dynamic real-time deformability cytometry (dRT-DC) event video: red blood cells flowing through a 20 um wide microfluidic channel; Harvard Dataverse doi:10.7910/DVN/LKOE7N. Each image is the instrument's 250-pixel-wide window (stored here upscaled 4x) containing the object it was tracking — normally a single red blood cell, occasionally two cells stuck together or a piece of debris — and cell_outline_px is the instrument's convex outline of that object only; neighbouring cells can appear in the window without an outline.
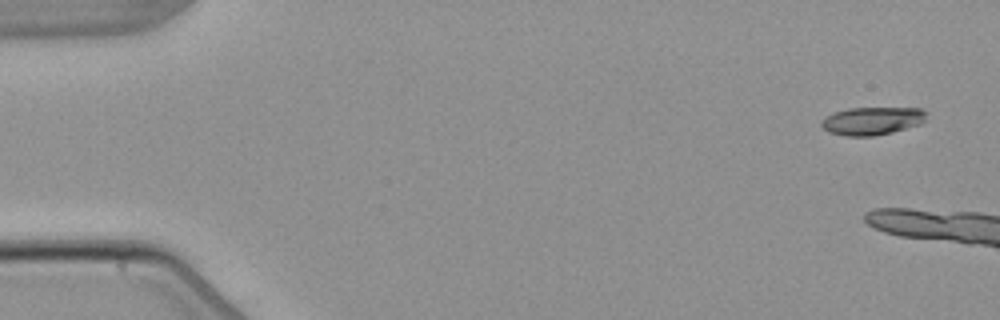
{"species": "common noctule bat (a hibernating species)", "species_latin": "Nyctalus noctula", "temperature_condition": "warm", "stored_images_in_passage": 3, "camera_frame_rate_fps": 3000, "um_per_image_px": 0.085, "animal": {"sex": "male", "body_mass_g": 21.5, "forearm_length_mm": 52.0}, "frame": {"image": 1, "passage_image": 1, "time_ms": 0.0, "image_size_px": [1000, 320], "cell_outline_px": [[928, 112], [924, 120], [920, 124], [892, 132], [872, 136], [848, 136], [828, 132], [820, 124], [820, 120], [832, 112], [848, 108], [920, 108]], "centroid_in_image_um": [74.11, 10.26], "position_along_channel_um": 10.9, "area_um2": 17.17}}